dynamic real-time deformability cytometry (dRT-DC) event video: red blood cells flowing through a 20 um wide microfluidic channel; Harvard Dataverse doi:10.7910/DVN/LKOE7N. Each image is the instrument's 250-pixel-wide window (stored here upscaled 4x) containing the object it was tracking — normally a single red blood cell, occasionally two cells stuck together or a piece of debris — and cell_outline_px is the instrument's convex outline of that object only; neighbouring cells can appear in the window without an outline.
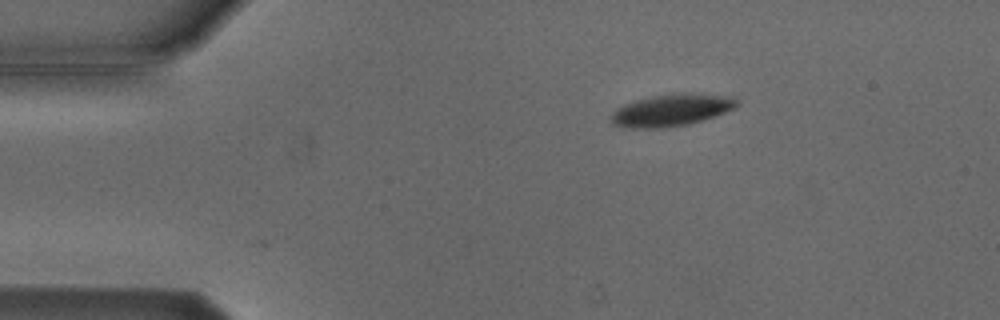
{"species": "Egyptian fruit bat (a non-hibernating species)", "species_latin": "Rousettus aegyptiacus", "temperature_condition": "cold", "stored_images_in_passage": 7, "camera_frame_rate_fps": 3000, "um_per_image_px": 0.085, "animal": {"sex": "male"}, "frame": {"image": 1, "passage_image": 3, "time_ms": 2.333, "image_size_px": [1000, 320], "cell_outline_px": [[740, 104], [736, 108], [688, 124], [660, 128], [628, 128], [612, 124], [608, 116], [616, 108], [624, 104], [636, 100], [652, 96], [680, 92], [700, 92], [732, 96]], "centroid_in_image_um": [57.06, 9.34], "position_along_channel_um": 27.9, "area_um2": 23.81}}
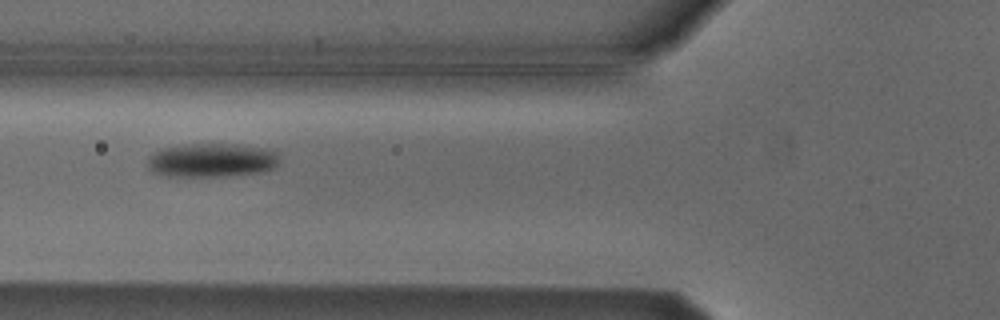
{"frame": {"image": 2, "passage_image": 6, "time_ms": 6.0, "image_size_px": [1000, 320], "cell_outline_px": [[280, 164], [276, 168], [260, 172], [220, 176], [168, 176], [156, 172], [148, 168], [148, 156], [152, 152], [164, 148], [188, 144], [240, 144], [264, 148], [280, 152]], "centroid_in_image_um": [18.07, 13.6], "position_along_channel_um": 107.7, "area_um2": 26.24}}
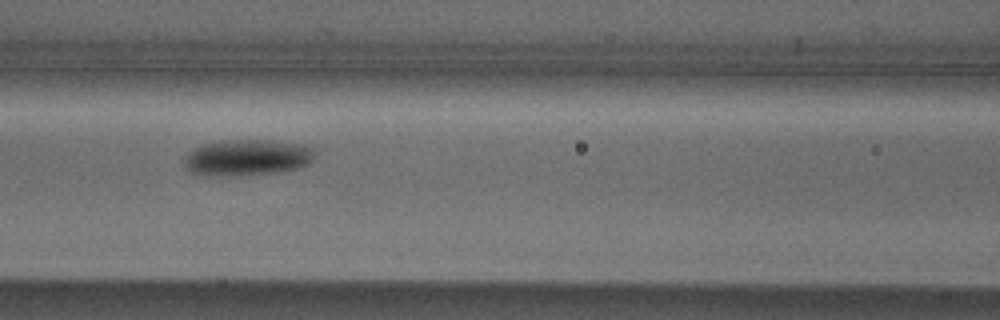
{"frame": {"image": 3, "passage_image": 7, "time_ms": 7.0, "image_size_px": [1000, 320], "cell_outline_px": [[312, 156], [308, 164], [296, 168], [276, 172], [236, 176], [204, 176], [192, 172], [188, 168], [184, 160], [188, 152], [204, 144], [220, 140], [272, 140], [304, 144], [312, 148]], "centroid_in_image_um": [20.98, 13.39], "position_along_channel_um": 145.6, "area_um2": 27.4}}